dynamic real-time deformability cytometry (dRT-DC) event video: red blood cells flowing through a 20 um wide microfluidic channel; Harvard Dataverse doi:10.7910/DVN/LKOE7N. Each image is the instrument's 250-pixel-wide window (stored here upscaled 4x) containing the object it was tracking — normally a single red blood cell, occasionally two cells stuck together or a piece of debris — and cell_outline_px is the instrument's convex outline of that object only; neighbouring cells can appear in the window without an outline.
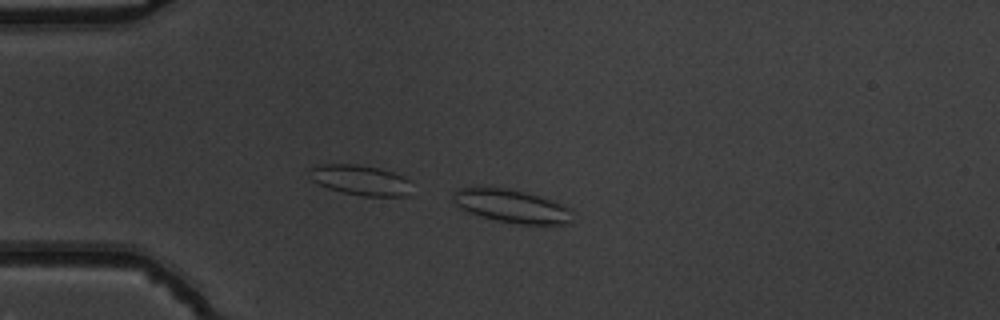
{"species": "common noctule bat (a hibernating species)", "species_latin": "Nyctalus noctula", "temperature_condition": "warm", "stored_images_in_passage": 13, "camera_frame_rate_fps": 3000, "um_per_image_px": 0.085, "animal": {"sex": "male", "body_mass_g": 19.5, "forearm_length_mm": 54.6}, "frame": {"image": 1, "passage_image": 13, "time_ms": 4.0, "image_size_px": [1000, 320], "cell_outline_px": [[572, 224], [516, 224], [496, 220], [480, 216], [460, 208], [452, 200], [452, 192], [456, 188], [480, 184], [508, 188], [540, 196], [552, 200], [572, 208]], "centroid_in_image_um": [43.44, 17.47], "position_along_channel_um": 41.6, "area_um2": 23.93}}